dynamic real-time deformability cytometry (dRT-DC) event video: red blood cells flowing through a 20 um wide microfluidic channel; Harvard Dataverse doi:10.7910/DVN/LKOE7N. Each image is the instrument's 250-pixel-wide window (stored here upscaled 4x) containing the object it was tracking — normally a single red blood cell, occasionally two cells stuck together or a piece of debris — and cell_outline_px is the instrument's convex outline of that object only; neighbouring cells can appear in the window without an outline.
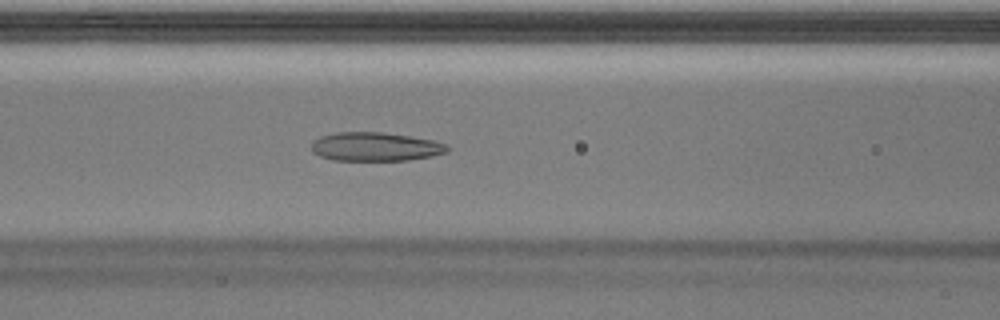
{"species": "Egyptian fruit bat (a non-hibernating species)", "species_latin": "Rousettus aegyptiacus", "temperature_condition": "warm", "stored_images_in_passage": 28, "camera_frame_rate_fps": 3000, "um_per_image_px": 0.085, "animal": {"sex": "male"}, "frame": {"image": 1, "passage_image": 5, "time_ms": 1.333, "image_size_px": [1000, 320], "cell_outline_px": [[452, 148], [448, 152], [432, 156], [408, 160], [332, 160], [320, 156], [312, 152], [312, 140], [320, 136], [336, 132], [380, 132], [408, 136], [432, 140], [448, 144]], "centroid_in_image_um": [31.92, 12.47], "position_along_channel_um": 134.7, "area_um2": 22.89}}